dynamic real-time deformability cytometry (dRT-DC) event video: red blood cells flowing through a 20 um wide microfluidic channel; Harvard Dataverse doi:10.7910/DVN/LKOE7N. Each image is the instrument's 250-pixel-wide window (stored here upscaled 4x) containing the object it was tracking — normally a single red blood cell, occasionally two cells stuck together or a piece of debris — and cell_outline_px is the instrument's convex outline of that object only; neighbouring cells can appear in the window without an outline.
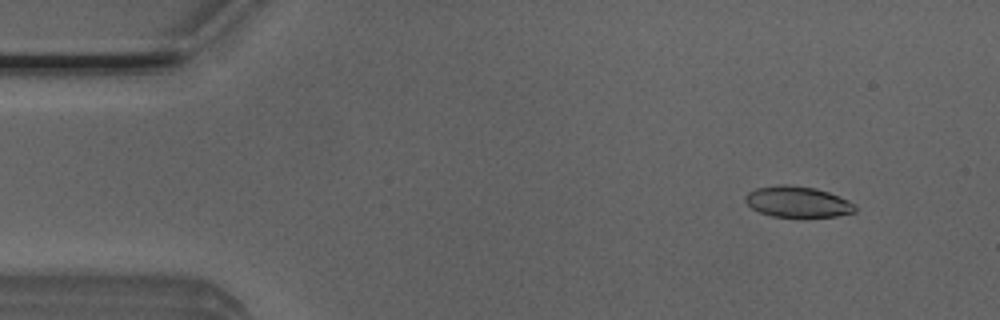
{"species": "Egyptian fruit bat (a non-hibernating species)", "species_latin": "Rousettus aegyptiacus", "temperature_condition": "room temperature", "stored_images_in_passage": 6, "camera_frame_rate_fps": 3000, "um_per_image_px": 0.085, "animal": {"sex": "male"}, "frame": {"image": 1, "passage_image": 2, "time_ms": 0.333, "image_size_px": [1000, 320], "cell_outline_px": [[856, 212], [836, 216], [772, 216], [760, 212], [752, 208], [744, 200], [744, 196], [748, 192], [756, 188], [780, 184], [784, 184], [816, 188], [828, 192], [848, 200], [856, 204]], "centroid_in_image_um": [67.79, 17.14], "position_along_channel_um": 17.2, "area_um2": 19.65}}
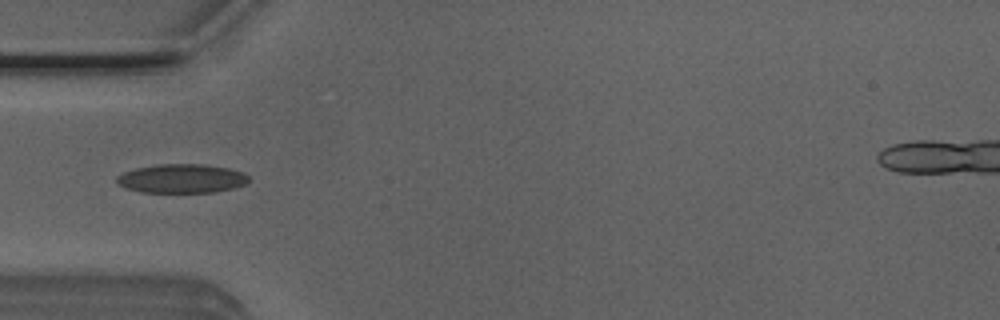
{"frame": {"image": 2, "passage_image": 5, "time_ms": 1.333, "image_size_px": [1000, 320], "cell_outline_px": [[248, 184], [216, 192], [140, 192], [124, 188], [116, 184], [116, 176], [124, 172], [136, 168], [156, 164], [204, 164], [228, 168], [244, 172], [248, 176]], "centroid_in_image_um": [15.42, 15.17], "position_along_channel_um": 69.6, "area_um2": 22.48}}